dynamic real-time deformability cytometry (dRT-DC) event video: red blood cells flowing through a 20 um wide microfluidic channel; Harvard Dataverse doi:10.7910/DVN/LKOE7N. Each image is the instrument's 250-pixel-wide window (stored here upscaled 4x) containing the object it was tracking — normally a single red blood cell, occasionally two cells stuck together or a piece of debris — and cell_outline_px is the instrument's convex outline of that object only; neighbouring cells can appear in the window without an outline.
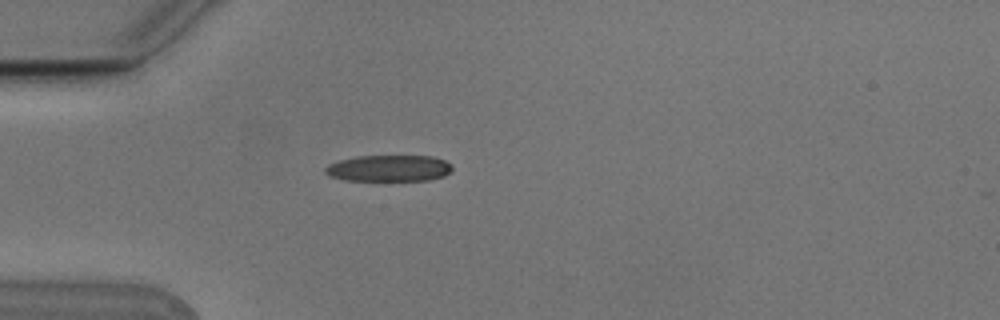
{"species": "Egyptian fruit bat (a non-hibernating species)", "species_latin": "Rousettus aegyptiacus", "temperature_condition": "cold", "stored_images_in_passage": 1, "camera_frame_rate_fps": 3000, "um_per_image_px": 0.085, "animal": {"sex": "male"}, "frame": {"image": 1, "passage_image": 1, "time_ms": 0.0, "image_size_px": [1000, 320], "cell_outline_px": [[452, 172], [444, 176], [428, 180], [344, 180], [328, 176], [324, 172], [324, 168], [328, 164], [340, 160], [356, 156], [432, 156], [444, 160], [452, 164]], "centroid_in_image_um": [33.05, 14.3], "position_along_channel_um": 51.9, "area_um2": 19.65}}